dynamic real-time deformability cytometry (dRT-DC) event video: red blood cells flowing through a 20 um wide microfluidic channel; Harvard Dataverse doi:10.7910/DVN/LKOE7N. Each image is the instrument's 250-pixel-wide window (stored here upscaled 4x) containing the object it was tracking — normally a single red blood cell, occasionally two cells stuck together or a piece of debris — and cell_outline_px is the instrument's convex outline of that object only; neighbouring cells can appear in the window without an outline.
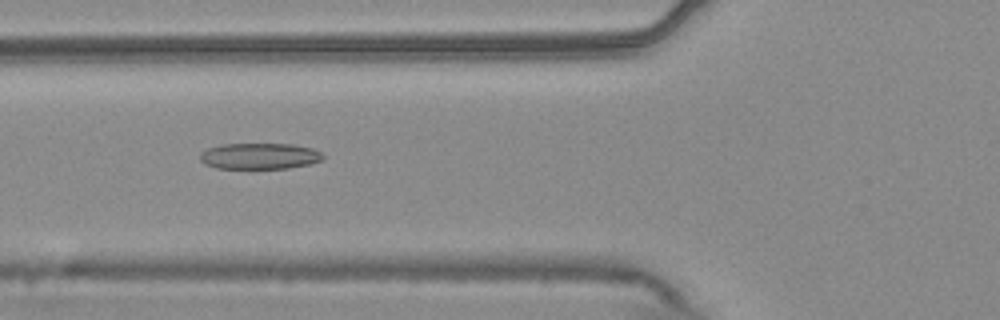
{"species": "common noctule bat (a hibernating species)", "species_latin": "Nyctalus noctula", "temperature_condition": "warm", "stored_images_in_passage": 43, "camera_frame_rate_fps": 3000, "um_per_image_px": 0.085, "animal": {"sex": "male", "body_mass_g": 20.4}, "frame": {"image": 1, "passage_image": 10, "time_ms": 3.0, "image_size_px": [1000, 320], "cell_outline_px": [[324, 160], [308, 164], [288, 168], [216, 168], [204, 164], [200, 160], [200, 152], [208, 148], [220, 144], [296, 144], [312, 148], [320, 152], [324, 156]], "centroid_in_image_um": [22.06, 13.26], "position_along_channel_um": 103.7, "area_um2": 18.79}}
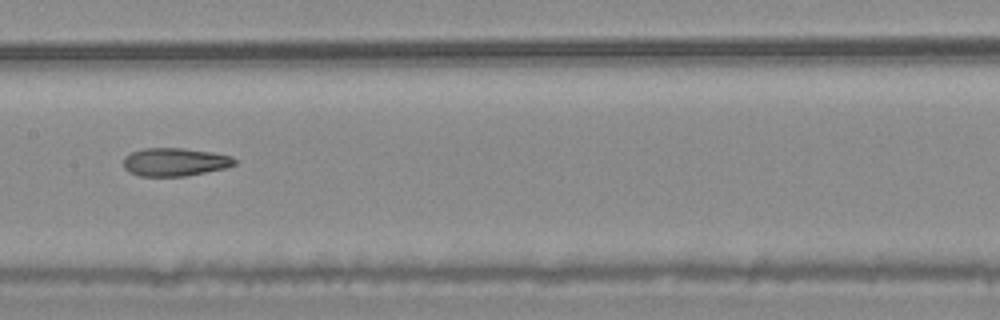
{"frame": {"image": 2, "passage_image": 17, "time_ms": 5.333, "image_size_px": [1000, 320], "cell_outline_px": [[236, 164], [228, 168], [184, 176], [140, 176], [124, 168], [124, 156], [132, 152], [144, 148], [184, 148], [212, 152], [232, 156], [236, 160]], "centroid_in_image_um": [14.9, 13.76], "position_along_channel_um": 192.5, "area_um2": 18.26}}
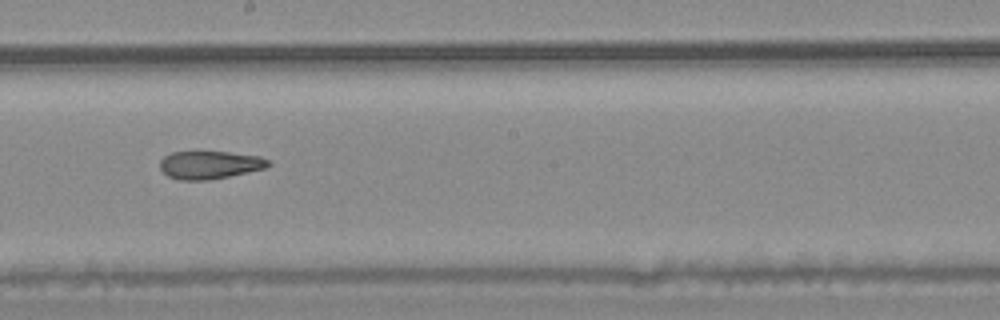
{"frame": {"image": 3, "passage_image": 20, "time_ms": 6.333, "image_size_px": [1000, 320], "cell_outline_px": [[272, 164], [264, 168], [228, 176], [208, 180], [180, 180], [168, 176], [160, 168], [160, 160], [164, 156], [172, 152], [228, 152], [260, 156], [268, 160]], "centroid_in_image_um": [17.81, 14.01], "position_along_channel_um": 230.4, "area_um2": 17.46}, "authors_computed_cell_mechanics": {"area_um2": 19.1318, "velocity_mm_per_s": 3.7882, "shape_relaxation_time_tau1_ms": null, "shape_relaxation_time_tau2_ms": 3.0755, "deformation_change_tau1": null, "deformation_change_tau2": 0.1222}}